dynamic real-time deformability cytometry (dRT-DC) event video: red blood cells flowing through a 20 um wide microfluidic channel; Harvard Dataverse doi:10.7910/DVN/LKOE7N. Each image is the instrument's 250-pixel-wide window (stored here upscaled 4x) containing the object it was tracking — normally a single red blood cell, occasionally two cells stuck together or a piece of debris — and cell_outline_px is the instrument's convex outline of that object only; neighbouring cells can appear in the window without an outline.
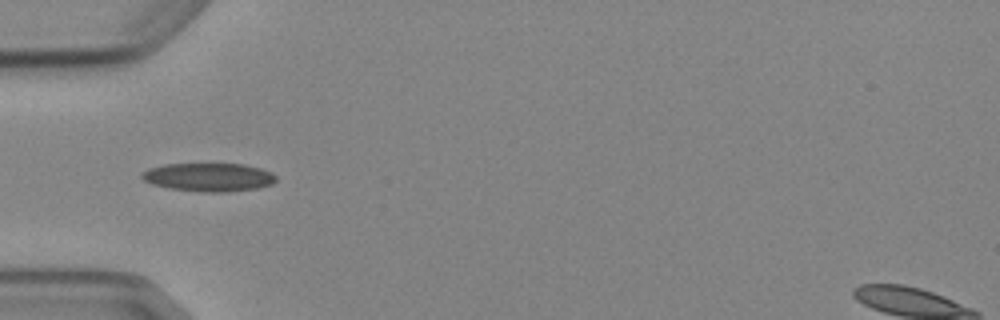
{"species": "Egyptian fruit bat (a non-hibernating species)", "species_latin": "Rousettus aegyptiacus", "temperature_condition": "cold", "stored_images_in_passage": 5, "camera_frame_rate_fps": 3000, "um_per_image_px": 0.085, "animal": {"sex": "female"}, "frame": {"image": 1, "passage_image": 5, "time_ms": 4.667, "image_size_px": [1000, 320], "cell_outline_px": [[276, 180], [272, 184], [256, 188], [228, 192], [200, 192], [168, 188], [152, 184], [144, 180], [140, 176], [140, 172], [148, 168], [164, 164], [244, 164], [260, 168], [272, 172], [276, 176]], "centroid_in_image_um": [17.72, 15.06], "position_along_channel_um": 67.3, "area_um2": 22.37}}